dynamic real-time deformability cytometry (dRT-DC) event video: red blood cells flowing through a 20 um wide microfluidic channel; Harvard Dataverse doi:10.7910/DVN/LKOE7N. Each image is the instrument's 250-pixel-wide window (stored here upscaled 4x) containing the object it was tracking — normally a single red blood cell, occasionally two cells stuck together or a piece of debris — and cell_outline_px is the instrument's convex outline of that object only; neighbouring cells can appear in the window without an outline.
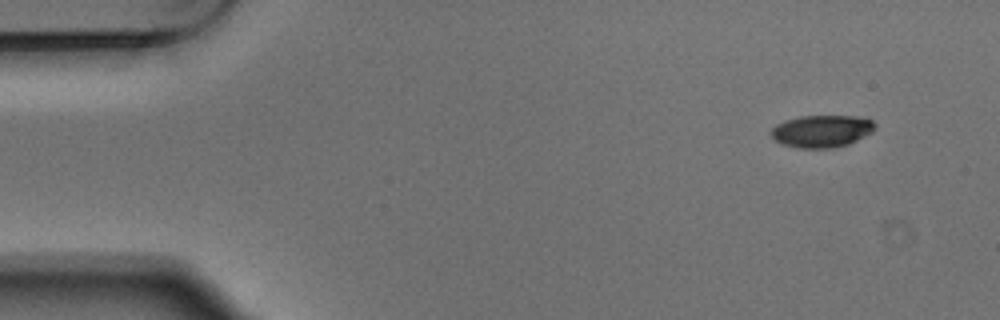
{"species": "Egyptian fruit bat (a non-hibernating species)", "species_latin": "Rousettus aegyptiacus", "temperature_condition": "warm", "stored_images_in_passage": 7, "camera_frame_rate_fps": 3000, "um_per_image_px": 0.085, "animal": {"sex": "male"}, "frame": {"image": 1, "passage_image": 1, "time_ms": 0.0, "image_size_px": [1000, 320], "cell_outline_px": [[876, 128], [872, 132], [848, 144], [836, 148], [796, 148], [784, 144], [776, 140], [772, 136], [772, 128], [776, 124], [784, 120], [800, 116], [856, 116], [872, 120], [876, 124]], "centroid_in_image_um": [69.86, 11.14], "position_along_channel_um": 15.1, "area_um2": 19.54}}
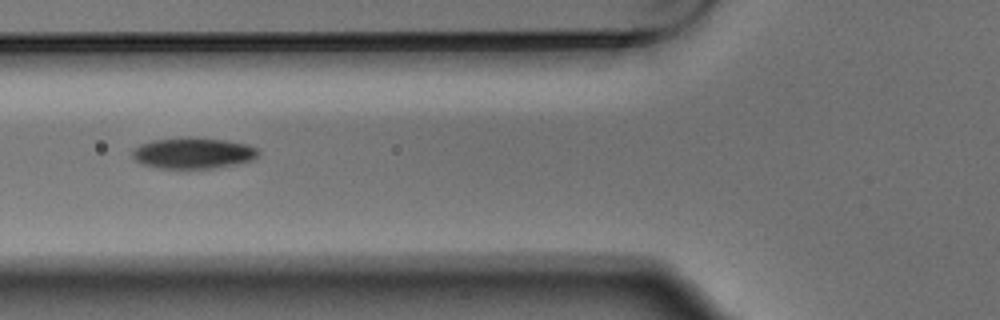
{"frame": {"image": 2, "passage_image": 5, "time_ms": 1.333, "image_size_px": [1000, 320], "cell_outline_px": [[260, 156], [252, 160], [236, 164], [212, 168], [160, 168], [140, 164], [132, 156], [132, 152], [140, 144], [152, 140], [188, 136], [224, 140], [248, 144], [260, 148]], "centroid_in_image_um": [16.46, 13.0], "position_along_channel_um": 109.3, "area_um2": 23.06}}
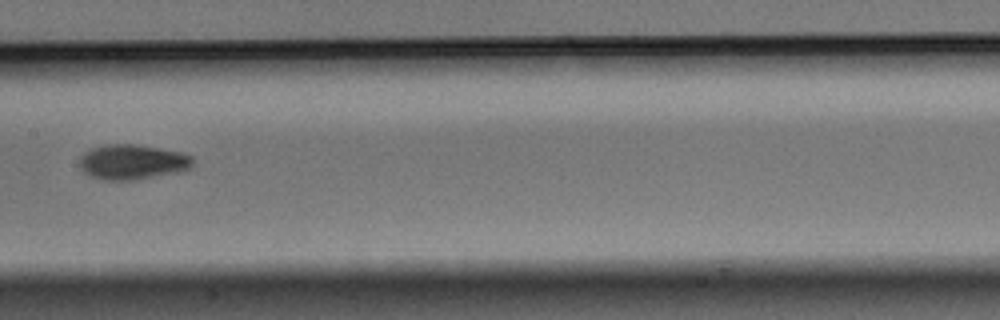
{"frame": {"image": 3, "passage_image": 7, "time_ms": 2.0, "image_size_px": [1000, 320], "cell_outline_px": [[192, 164], [188, 168], [180, 172], [132, 180], [104, 180], [92, 176], [84, 172], [80, 168], [80, 156], [84, 152], [92, 148], [108, 144], [136, 144], [184, 152], [192, 156]], "centroid_in_image_um": [11.26, 13.76], "position_along_channel_um": 196.1, "area_um2": 23.12}}